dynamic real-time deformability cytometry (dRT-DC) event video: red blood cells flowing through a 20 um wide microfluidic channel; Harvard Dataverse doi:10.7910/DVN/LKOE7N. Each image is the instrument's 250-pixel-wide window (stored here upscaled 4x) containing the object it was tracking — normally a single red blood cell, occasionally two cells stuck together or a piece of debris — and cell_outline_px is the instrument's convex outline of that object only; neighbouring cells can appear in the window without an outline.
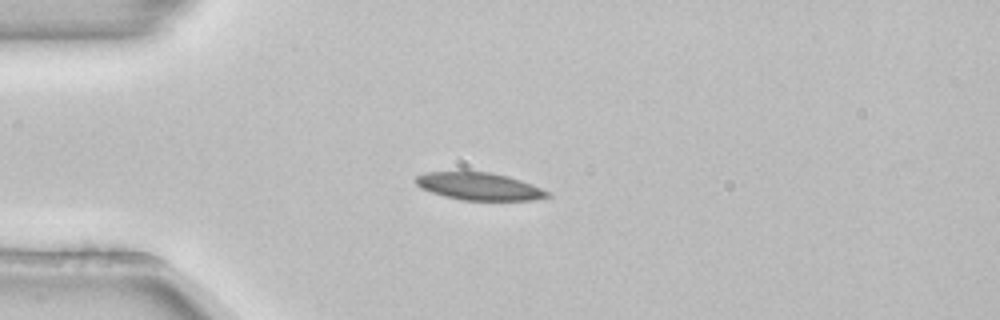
{"species": "common noctule bat (a hibernating species)", "species_latin": "Nyctalus noctula", "temperature_condition": "room temperature", "stored_images_in_passage": 41, "camera_frame_rate_fps": 3000, "um_per_image_px": 0.085, "animal": {"sex": "female", "body_mass_g": 22.7, "forearm_length_mm": 54.2}, "frame": {"image": 1, "passage_image": 1, "time_ms": 0.0, "image_size_px": [1000, 320], "cell_outline_px": [[552, 196], [532, 200], [464, 200], [444, 196], [420, 188], [412, 180], [416, 176], [428, 172], [488, 172], [520, 180], [532, 184], [552, 192]], "centroid_in_image_um": [40.74, 15.85], "position_along_channel_um": 44.3, "area_um2": 20.98}}
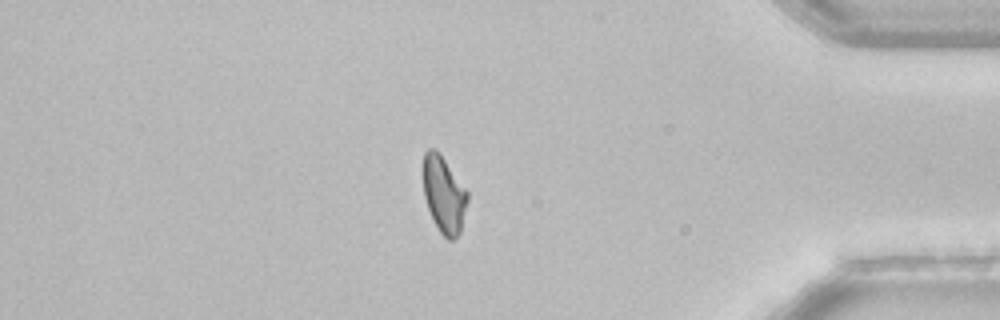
{"frame": {"image": 2, "passage_image": 33, "time_ms": 10.667, "image_size_px": [1000, 320], "cell_outline_px": [[468, 200], [460, 232], [452, 240], [448, 240], [440, 232], [432, 220], [424, 196], [420, 172], [424, 152], [428, 148], [436, 148], [468, 192]], "centroid_in_image_um": [37.67, 16.48], "position_along_channel_um": 397.5, "area_um2": 20.23}}
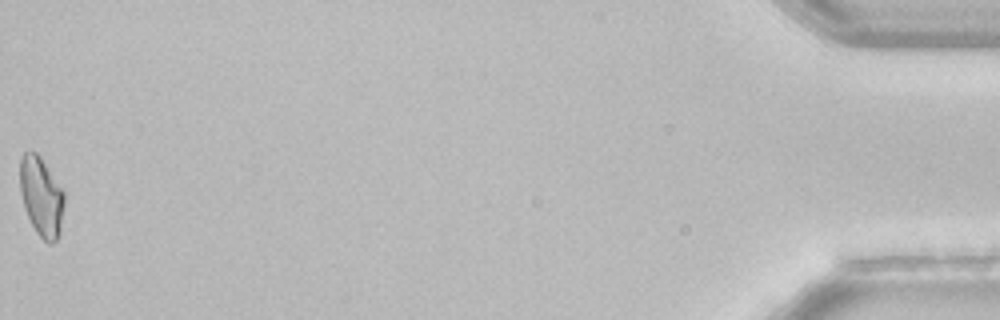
{"frame": {"image": 3, "passage_image": 41, "time_ms": 13.333, "image_size_px": [1000, 320], "cell_outline_px": [[64, 204], [60, 232], [56, 240], [52, 244], [48, 244], [36, 232], [24, 208], [20, 192], [20, 156], [24, 152], [36, 152], [40, 156], [64, 192]], "centroid_in_image_um": [3.51, 16.72], "position_along_channel_um": 431.7, "area_um2": 20.4}, "authors_computed_cell_mechanics": {"area_um2": 20.6924, "velocity_mm_per_s": 3.8444, "shape_relaxation_time_tau1_ms": 4.2699, "shape_relaxation_time_tau2_ms": null, "deformation_change_tau1": 0.1089, "deformation_change_tau2": null}}